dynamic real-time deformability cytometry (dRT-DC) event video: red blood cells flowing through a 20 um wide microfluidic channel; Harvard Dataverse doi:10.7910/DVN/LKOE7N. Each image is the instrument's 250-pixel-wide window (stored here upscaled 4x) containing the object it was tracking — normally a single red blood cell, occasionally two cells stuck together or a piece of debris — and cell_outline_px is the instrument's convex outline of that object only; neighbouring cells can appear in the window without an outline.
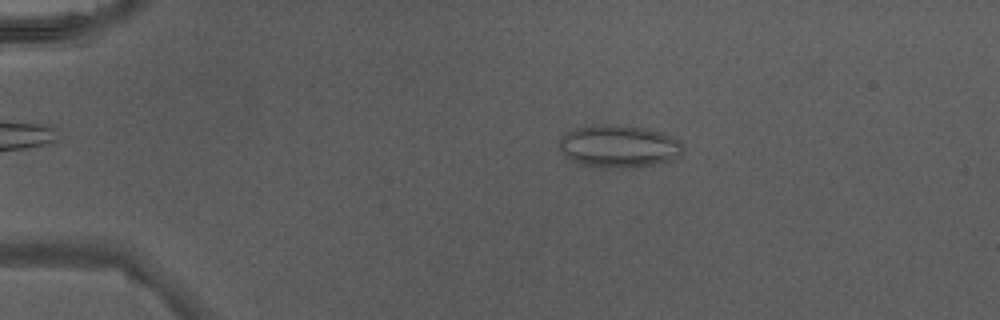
{"species": "Egyptian fruit bat (a non-hibernating species)", "species_latin": "Rousettus aegyptiacus", "temperature_condition": "warm", "stored_images_in_passage": 47, "camera_frame_rate_fps": 3000, "um_per_image_px": 0.085, "animal": {"sex": "male"}, "frame": {"image": 1, "passage_image": 10, "time_ms": 3.0, "image_size_px": [1000, 320], "cell_outline_px": [[684, 152], [680, 156], [672, 160], [656, 164], [632, 168], [596, 168], [580, 164], [564, 156], [560, 148], [560, 140], [568, 132], [576, 128], [596, 124], [616, 124], [640, 128], [660, 132], [672, 136], [680, 140], [684, 144]], "centroid_in_image_um": [52.64, 12.46], "position_along_channel_um": 32.4, "area_um2": 31.04}}
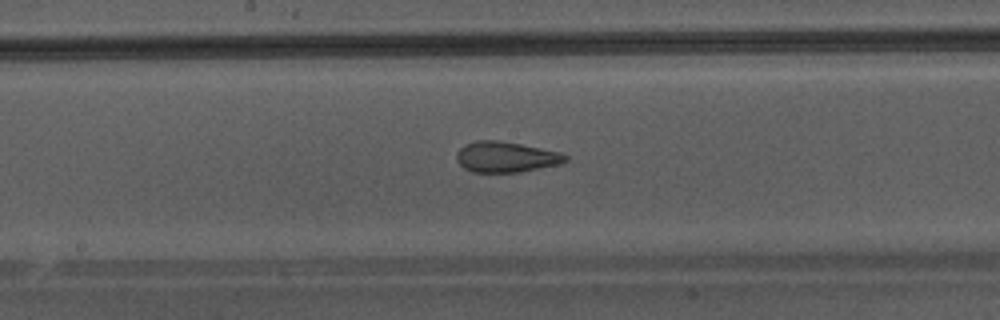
{"frame": {"image": 2, "passage_image": 26, "time_ms": 8.333, "image_size_px": [1000, 320], "cell_outline_px": [[568, 160], [560, 164], [520, 172], [472, 172], [464, 168], [456, 160], [456, 152], [460, 148], [476, 140], [496, 140], [520, 144], [560, 152], [568, 156]], "centroid_in_image_um": [43.0, 13.35], "position_along_channel_um": 205.2, "area_um2": 19.36}}
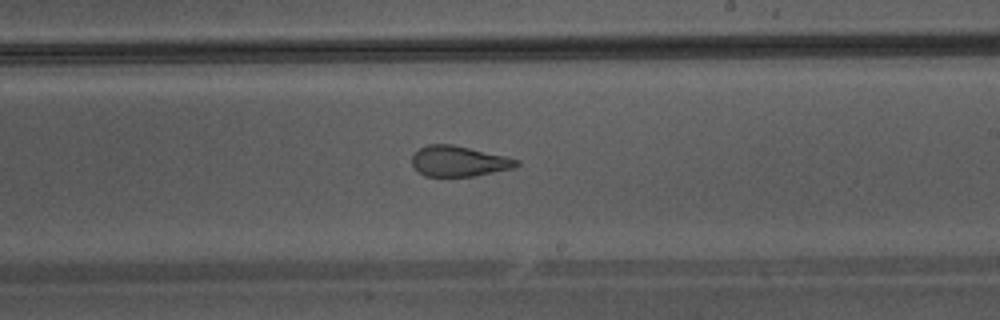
{"frame": {"image": 3, "passage_image": 29, "time_ms": 9.333, "image_size_px": [1000, 320], "cell_outline_px": [[520, 164], [512, 168], [472, 176], [424, 176], [412, 164], [412, 156], [420, 148], [428, 144], [452, 144], [504, 156], [520, 160]], "centroid_in_image_um": [38.99, 13.7], "position_along_channel_um": 250.0, "area_um2": 18.26}}